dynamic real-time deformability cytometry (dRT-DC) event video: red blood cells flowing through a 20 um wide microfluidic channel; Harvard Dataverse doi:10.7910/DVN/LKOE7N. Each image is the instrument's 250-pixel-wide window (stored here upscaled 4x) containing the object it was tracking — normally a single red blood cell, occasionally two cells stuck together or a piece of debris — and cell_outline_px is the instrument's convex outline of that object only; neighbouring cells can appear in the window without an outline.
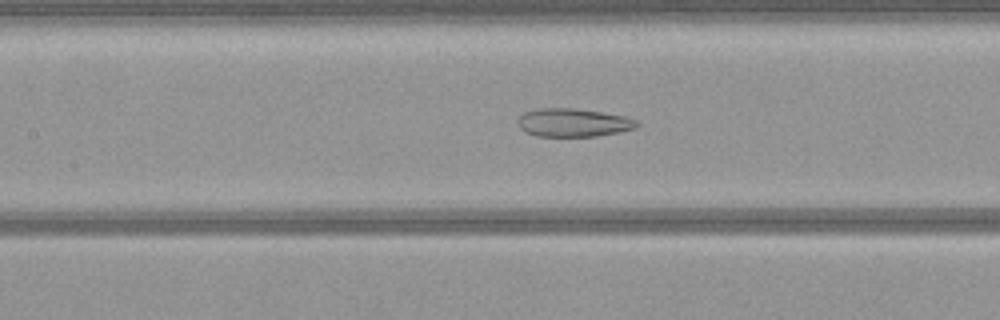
{"species": "common noctule bat (a hibernating species)", "species_latin": "Nyctalus noctula", "temperature_condition": "warm", "stored_images_in_passage": 52, "camera_frame_rate_fps": 3000, "um_per_image_px": 0.085, "animal": {"sex": "female", "body_mass_g": 21.9}, "frame": {"image": 1, "passage_image": 23, "time_ms": 7.333, "image_size_px": [1000, 320], "cell_outline_px": [[640, 124], [636, 128], [620, 132], [596, 136], [536, 136], [524, 132], [516, 124], [516, 120], [524, 112], [540, 108], [576, 108], [624, 116], [636, 120]], "centroid_in_image_um": [48.69, 10.42], "position_along_channel_um": 158.7, "area_um2": 19.77}}
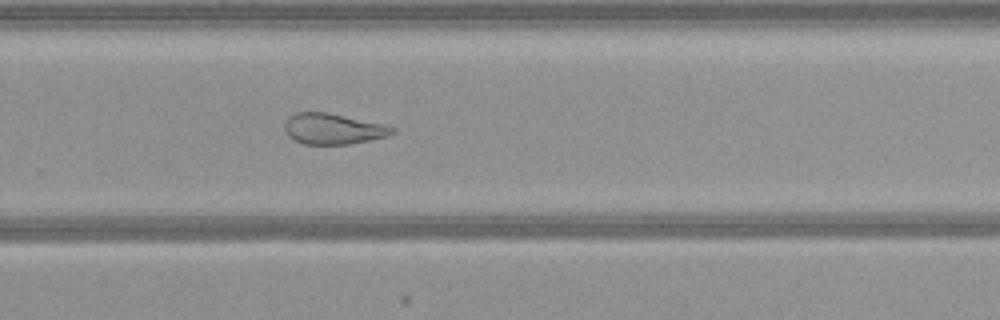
{"frame": {"image": 2, "passage_image": 34, "time_ms": 11.0, "image_size_px": [1000, 320], "cell_outline_px": [[396, 132], [388, 136], [352, 144], [304, 144], [288, 136], [284, 128], [284, 124], [288, 116], [296, 112], [328, 112], [384, 124], [396, 128]], "centroid_in_image_um": [28.33, 10.94], "position_along_channel_um": 301.5, "area_um2": 19.48}}
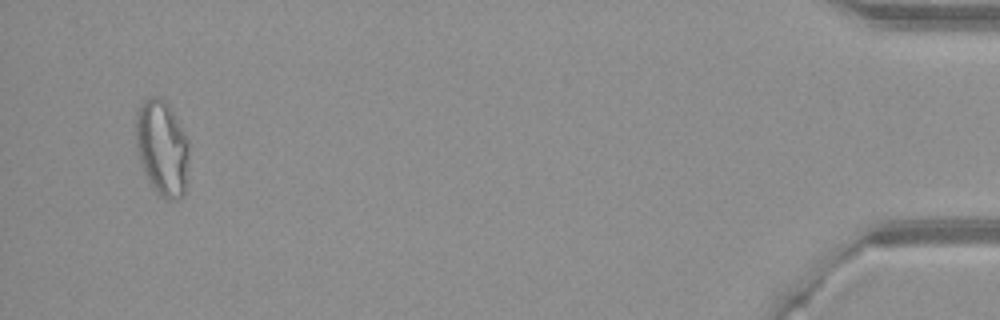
{"frame": {"image": 3, "passage_image": 50, "time_ms": 16.333, "image_size_px": [1000, 320], "cell_outline_px": [[188, 160], [184, 192], [180, 196], [172, 200], [168, 200], [160, 196], [156, 192], [148, 180], [140, 160], [136, 144], [136, 112], [140, 104], [144, 100], [152, 96], [160, 96], [172, 108], [188, 136]], "centroid_in_image_um": [13.78, 12.51], "position_along_channel_um": 421.4, "area_um2": 29.71}}